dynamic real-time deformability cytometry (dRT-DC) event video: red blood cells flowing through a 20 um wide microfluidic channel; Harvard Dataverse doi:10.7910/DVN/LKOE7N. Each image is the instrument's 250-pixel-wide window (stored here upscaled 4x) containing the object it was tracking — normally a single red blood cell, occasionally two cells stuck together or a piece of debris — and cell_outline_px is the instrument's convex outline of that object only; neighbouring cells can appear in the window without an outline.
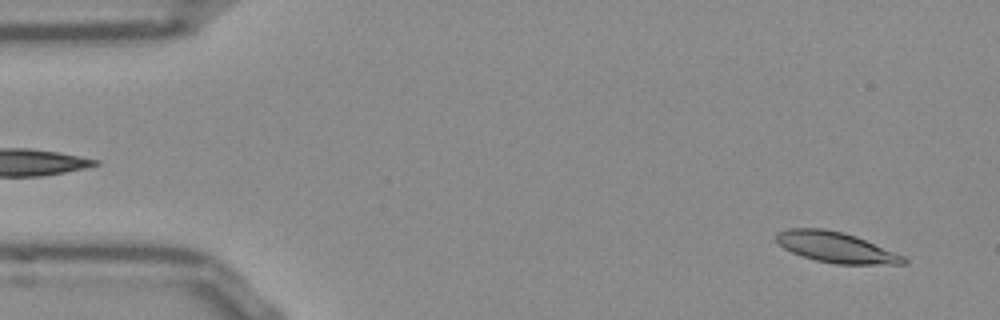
{"species": "Egyptian fruit bat (a non-hibernating species)", "species_latin": "Rousettus aegyptiacus", "temperature_condition": "room temperature", "stored_images_in_passage": 52, "camera_frame_rate_fps": 3000, "um_per_image_px": 0.085, "frame": {"image": 1, "passage_image": 3, "time_ms": 0.667, "image_size_px": [1000, 320], "cell_outline_px": [[908, 260], [904, 264], [836, 264], [816, 260], [792, 252], [784, 248], [776, 240], [776, 232], [788, 228], [824, 228], [844, 232], [856, 236], [904, 256]], "centroid_in_image_um": [71.04, 21.01], "position_along_channel_um": 14.0, "area_um2": 22.54}}
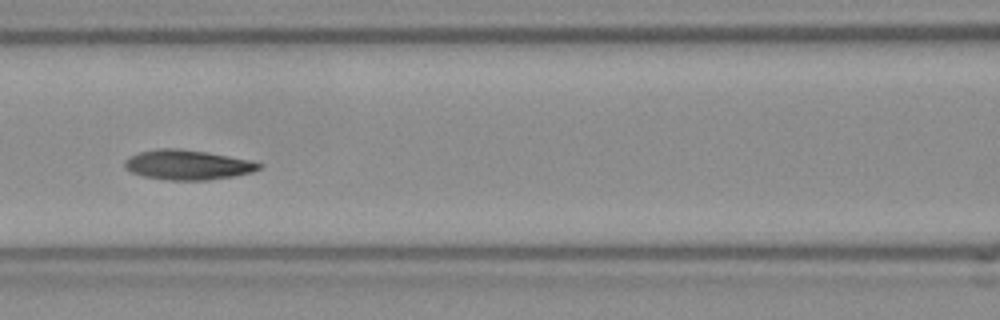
{"frame": {"image": 2, "passage_image": 22, "time_ms": 7.0, "image_size_px": [1000, 320], "cell_outline_px": [[264, 164], [260, 168], [252, 172], [236, 176], [208, 180], [168, 180], [144, 176], [132, 172], [124, 168], [124, 160], [140, 152], [164, 148], [176, 148], [208, 152], [248, 160]], "centroid_in_image_um": [15.96, 14.02], "position_along_channel_um": 150.6, "area_um2": 23.18}}
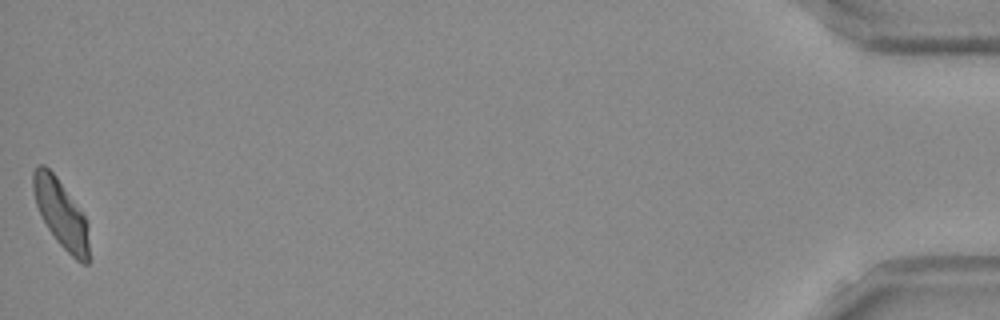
{"frame": {"image": 3, "passage_image": 52, "time_ms": 17.0, "image_size_px": [1000, 320], "cell_outline_px": [[88, 264], [84, 264], [76, 260], [56, 240], [48, 228], [36, 204], [32, 188], [32, 172], [40, 164], [44, 164], [56, 176], [84, 216], [88, 224]], "centroid_in_image_um": [5.17, 18.15], "position_along_channel_um": 430.0, "area_um2": 21.62}, "authors_computed_cell_mechanics": {"area_um2": 22.7443, "velocity_mm_per_s": 3.8154, "shape_relaxation_time_tau1_ms": 10.9677, "shape_relaxation_time_tau2_ms": 4.2764, "deformation_change_tau1": 0.2418, "deformation_change_tau2": 0.1039}}